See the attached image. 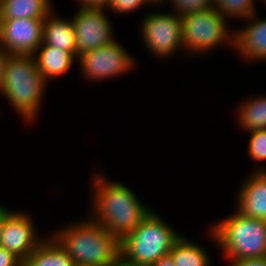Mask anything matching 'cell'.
<instances>
[{"label": "cell", "mask_w": 266, "mask_h": 266, "mask_svg": "<svg viewBox=\"0 0 266 266\" xmlns=\"http://www.w3.org/2000/svg\"><path fill=\"white\" fill-rule=\"evenodd\" d=\"M166 1V2H165ZM163 0L171 3L174 14L184 16L189 13L200 12L214 7V0Z\"/></svg>", "instance_id": "obj_21"}, {"label": "cell", "mask_w": 266, "mask_h": 266, "mask_svg": "<svg viewBox=\"0 0 266 266\" xmlns=\"http://www.w3.org/2000/svg\"><path fill=\"white\" fill-rule=\"evenodd\" d=\"M169 254L175 266H209L211 262L207 250L185 235L175 242Z\"/></svg>", "instance_id": "obj_19"}, {"label": "cell", "mask_w": 266, "mask_h": 266, "mask_svg": "<svg viewBox=\"0 0 266 266\" xmlns=\"http://www.w3.org/2000/svg\"><path fill=\"white\" fill-rule=\"evenodd\" d=\"M49 236L45 235L23 262V266H72L74 264L61 244L53 236Z\"/></svg>", "instance_id": "obj_16"}, {"label": "cell", "mask_w": 266, "mask_h": 266, "mask_svg": "<svg viewBox=\"0 0 266 266\" xmlns=\"http://www.w3.org/2000/svg\"><path fill=\"white\" fill-rule=\"evenodd\" d=\"M44 19H0V45L10 54L33 56L42 44Z\"/></svg>", "instance_id": "obj_10"}, {"label": "cell", "mask_w": 266, "mask_h": 266, "mask_svg": "<svg viewBox=\"0 0 266 266\" xmlns=\"http://www.w3.org/2000/svg\"><path fill=\"white\" fill-rule=\"evenodd\" d=\"M228 22L214 7L182 16L183 50L200 56L221 45L235 49V31Z\"/></svg>", "instance_id": "obj_6"}, {"label": "cell", "mask_w": 266, "mask_h": 266, "mask_svg": "<svg viewBox=\"0 0 266 266\" xmlns=\"http://www.w3.org/2000/svg\"><path fill=\"white\" fill-rule=\"evenodd\" d=\"M92 176V214L98 224L121 240L132 232L153 210L140 202L135 193L120 181H109L103 172ZM106 177V178H105Z\"/></svg>", "instance_id": "obj_1"}, {"label": "cell", "mask_w": 266, "mask_h": 266, "mask_svg": "<svg viewBox=\"0 0 266 266\" xmlns=\"http://www.w3.org/2000/svg\"><path fill=\"white\" fill-rule=\"evenodd\" d=\"M11 54L8 53L1 45H0V85L2 82V78H3V73L5 71L6 68V63L9 59V56Z\"/></svg>", "instance_id": "obj_27"}, {"label": "cell", "mask_w": 266, "mask_h": 266, "mask_svg": "<svg viewBox=\"0 0 266 266\" xmlns=\"http://www.w3.org/2000/svg\"><path fill=\"white\" fill-rule=\"evenodd\" d=\"M229 266H266V258L228 259Z\"/></svg>", "instance_id": "obj_25"}, {"label": "cell", "mask_w": 266, "mask_h": 266, "mask_svg": "<svg viewBox=\"0 0 266 266\" xmlns=\"http://www.w3.org/2000/svg\"><path fill=\"white\" fill-rule=\"evenodd\" d=\"M10 212L8 208H6L4 205L2 206L0 204V240H1V232H2V227L4 224L5 216Z\"/></svg>", "instance_id": "obj_29"}, {"label": "cell", "mask_w": 266, "mask_h": 266, "mask_svg": "<svg viewBox=\"0 0 266 266\" xmlns=\"http://www.w3.org/2000/svg\"><path fill=\"white\" fill-rule=\"evenodd\" d=\"M254 0H214V8L225 19H247L257 13Z\"/></svg>", "instance_id": "obj_20"}, {"label": "cell", "mask_w": 266, "mask_h": 266, "mask_svg": "<svg viewBox=\"0 0 266 266\" xmlns=\"http://www.w3.org/2000/svg\"><path fill=\"white\" fill-rule=\"evenodd\" d=\"M151 266H175L173 258L170 254L161 256L154 264Z\"/></svg>", "instance_id": "obj_28"}, {"label": "cell", "mask_w": 266, "mask_h": 266, "mask_svg": "<svg viewBox=\"0 0 266 266\" xmlns=\"http://www.w3.org/2000/svg\"><path fill=\"white\" fill-rule=\"evenodd\" d=\"M0 266H23V262L7 249L0 247Z\"/></svg>", "instance_id": "obj_24"}, {"label": "cell", "mask_w": 266, "mask_h": 266, "mask_svg": "<svg viewBox=\"0 0 266 266\" xmlns=\"http://www.w3.org/2000/svg\"><path fill=\"white\" fill-rule=\"evenodd\" d=\"M227 259L266 258V221L235 212L208 228Z\"/></svg>", "instance_id": "obj_5"}, {"label": "cell", "mask_w": 266, "mask_h": 266, "mask_svg": "<svg viewBox=\"0 0 266 266\" xmlns=\"http://www.w3.org/2000/svg\"><path fill=\"white\" fill-rule=\"evenodd\" d=\"M78 11V12H77ZM71 17L76 37L77 56L116 40L112 21L103 8H78Z\"/></svg>", "instance_id": "obj_9"}, {"label": "cell", "mask_w": 266, "mask_h": 266, "mask_svg": "<svg viewBox=\"0 0 266 266\" xmlns=\"http://www.w3.org/2000/svg\"><path fill=\"white\" fill-rule=\"evenodd\" d=\"M250 140L248 143V155L254 161L266 160V129L248 132Z\"/></svg>", "instance_id": "obj_22"}, {"label": "cell", "mask_w": 266, "mask_h": 266, "mask_svg": "<svg viewBox=\"0 0 266 266\" xmlns=\"http://www.w3.org/2000/svg\"><path fill=\"white\" fill-rule=\"evenodd\" d=\"M244 26L235 29V51L249 62L266 61V17L254 13ZM251 60V61H250Z\"/></svg>", "instance_id": "obj_13"}, {"label": "cell", "mask_w": 266, "mask_h": 266, "mask_svg": "<svg viewBox=\"0 0 266 266\" xmlns=\"http://www.w3.org/2000/svg\"><path fill=\"white\" fill-rule=\"evenodd\" d=\"M73 263L88 266H120V240L91 217L72 222L51 234Z\"/></svg>", "instance_id": "obj_2"}, {"label": "cell", "mask_w": 266, "mask_h": 266, "mask_svg": "<svg viewBox=\"0 0 266 266\" xmlns=\"http://www.w3.org/2000/svg\"><path fill=\"white\" fill-rule=\"evenodd\" d=\"M33 56L38 70L47 83L51 79L65 74L70 70L74 61L78 60L76 53H70L47 44H41Z\"/></svg>", "instance_id": "obj_14"}, {"label": "cell", "mask_w": 266, "mask_h": 266, "mask_svg": "<svg viewBox=\"0 0 266 266\" xmlns=\"http://www.w3.org/2000/svg\"><path fill=\"white\" fill-rule=\"evenodd\" d=\"M47 82L32 55L9 56L0 85V94L25 122L36 120L42 108Z\"/></svg>", "instance_id": "obj_3"}, {"label": "cell", "mask_w": 266, "mask_h": 266, "mask_svg": "<svg viewBox=\"0 0 266 266\" xmlns=\"http://www.w3.org/2000/svg\"><path fill=\"white\" fill-rule=\"evenodd\" d=\"M246 99L235 110L238 125L246 132L266 129V96Z\"/></svg>", "instance_id": "obj_18"}, {"label": "cell", "mask_w": 266, "mask_h": 266, "mask_svg": "<svg viewBox=\"0 0 266 266\" xmlns=\"http://www.w3.org/2000/svg\"><path fill=\"white\" fill-rule=\"evenodd\" d=\"M151 3H152V6H158V4L160 5H163V0H149ZM155 4V5H153Z\"/></svg>", "instance_id": "obj_30"}, {"label": "cell", "mask_w": 266, "mask_h": 266, "mask_svg": "<svg viewBox=\"0 0 266 266\" xmlns=\"http://www.w3.org/2000/svg\"><path fill=\"white\" fill-rule=\"evenodd\" d=\"M52 4L51 0H3L0 19L46 18Z\"/></svg>", "instance_id": "obj_17"}, {"label": "cell", "mask_w": 266, "mask_h": 266, "mask_svg": "<svg viewBox=\"0 0 266 266\" xmlns=\"http://www.w3.org/2000/svg\"><path fill=\"white\" fill-rule=\"evenodd\" d=\"M78 8H103L105 9L109 0H77Z\"/></svg>", "instance_id": "obj_26"}, {"label": "cell", "mask_w": 266, "mask_h": 266, "mask_svg": "<svg viewBox=\"0 0 266 266\" xmlns=\"http://www.w3.org/2000/svg\"><path fill=\"white\" fill-rule=\"evenodd\" d=\"M26 212H13L5 216L0 247L7 249L24 262L44 239L37 236L35 222Z\"/></svg>", "instance_id": "obj_11"}, {"label": "cell", "mask_w": 266, "mask_h": 266, "mask_svg": "<svg viewBox=\"0 0 266 266\" xmlns=\"http://www.w3.org/2000/svg\"><path fill=\"white\" fill-rule=\"evenodd\" d=\"M145 4L151 5L152 3L149 0H109L105 9H111V11H115L114 13L128 14L145 6Z\"/></svg>", "instance_id": "obj_23"}, {"label": "cell", "mask_w": 266, "mask_h": 266, "mask_svg": "<svg viewBox=\"0 0 266 266\" xmlns=\"http://www.w3.org/2000/svg\"><path fill=\"white\" fill-rule=\"evenodd\" d=\"M52 10L44 19L42 44L76 53V37L71 19L54 15Z\"/></svg>", "instance_id": "obj_15"}, {"label": "cell", "mask_w": 266, "mask_h": 266, "mask_svg": "<svg viewBox=\"0 0 266 266\" xmlns=\"http://www.w3.org/2000/svg\"><path fill=\"white\" fill-rule=\"evenodd\" d=\"M141 22L143 43L159 59H166L183 49L181 16L168 12L147 13Z\"/></svg>", "instance_id": "obj_7"}, {"label": "cell", "mask_w": 266, "mask_h": 266, "mask_svg": "<svg viewBox=\"0 0 266 266\" xmlns=\"http://www.w3.org/2000/svg\"><path fill=\"white\" fill-rule=\"evenodd\" d=\"M245 180L238 188L235 209L244 216L266 221V167L253 170Z\"/></svg>", "instance_id": "obj_12"}, {"label": "cell", "mask_w": 266, "mask_h": 266, "mask_svg": "<svg viewBox=\"0 0 266 266\" xmlns=\"http://www.w3.org/2000/svg\"><path fill=\"white\" fill-rule=\"evenodd\" d=\"M154 210L129 234L120 240V264L151 266L169 254L182 236Z\"/></svg>", "instance_id": "obj_4"}, {"label": "cell", "mask_w": 266, "mask_h": 266, "mask_svg": "<svg viewBox=\"0 0 266 266\" xmlns=\"http://www.w3.org/2000/svg\"><path fill=\"white\" fill-rule=\"evenodd\" d=\"M116 40L106 46L78 56L77 62L84 78L101 81L127 74L135 67V59Z\"/></svg>", "instance_id": "obj_8"}, {"label": "cell", "mask_w": 266, "mask_h": 266, "mask_svg": "<svg viewBox=\"0 0 266 266\" xmlns=\"http://www.w3.org/2000/svg\"><path fill=\"white\" fill-rule=\"evenodd\" d=\"M72 266H88V265H83V264H76V263H74Z\"/></svg>", "instance_id": "obj_31"}]
</instances>
